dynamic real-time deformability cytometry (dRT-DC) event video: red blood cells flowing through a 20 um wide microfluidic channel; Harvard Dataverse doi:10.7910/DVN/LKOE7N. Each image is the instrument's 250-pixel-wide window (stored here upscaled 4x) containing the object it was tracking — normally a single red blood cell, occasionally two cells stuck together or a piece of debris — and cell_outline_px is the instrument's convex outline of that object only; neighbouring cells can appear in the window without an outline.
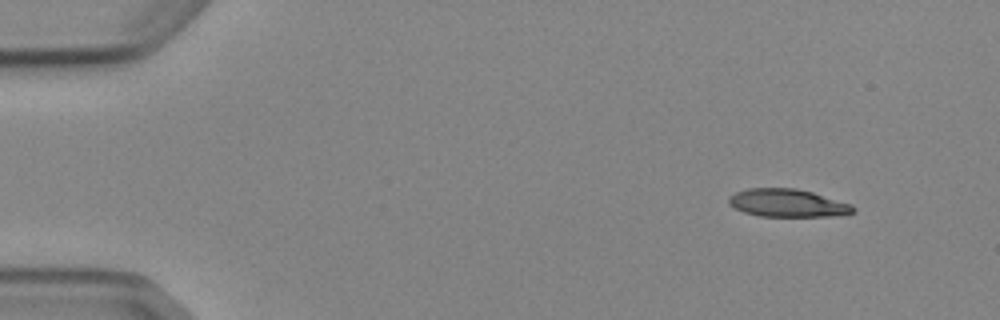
{"species": "Egyptian fruit bat (a non-hibernating species)", "species_latin": "Rousettus aegyptiacus", "temperature_condition": "cold", "stored_images_in_passage": 4, "camera_frame_rate_fps": 3000, "um_per_image_px": 0.085, "animal": {"sex": "female"}, "frame": {"image": 1, "passage_image": 1, "time_ms": 0.0, "image_size_px": [1000, 320], "cell_outline_px": [[856, 212], [828, 216], [760, 216], [744, 212], [728, 204], [728, 196], [736, 192], [748, 188], [796, 188], [812, 192], [852, 204], [856, 208]], "centroid_in_image_um": [66.93, 17.25], "position_along_channel_um": 18.1, "area_um2": 20.17}}
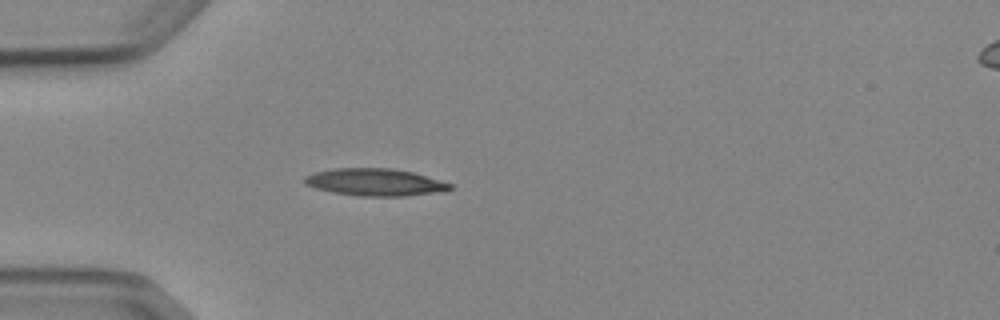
{"frame": {"image": 2, "passage_image": 4, "time_ms": 3.333, "image_size_px": [1000, 320], "cell_outline_px": [[452, 188], [440, 192], [404, 196], [360, 196], [332, 192], [316, 188], [304, 184], [304, 176], [312, 172], [336, 168], [392, 168], [412, 172], [452, 184]], "centroid_in_image_um": [31.83, 15.48], "position_along_channel_um": 53.2, "area_um2": 23.06}}